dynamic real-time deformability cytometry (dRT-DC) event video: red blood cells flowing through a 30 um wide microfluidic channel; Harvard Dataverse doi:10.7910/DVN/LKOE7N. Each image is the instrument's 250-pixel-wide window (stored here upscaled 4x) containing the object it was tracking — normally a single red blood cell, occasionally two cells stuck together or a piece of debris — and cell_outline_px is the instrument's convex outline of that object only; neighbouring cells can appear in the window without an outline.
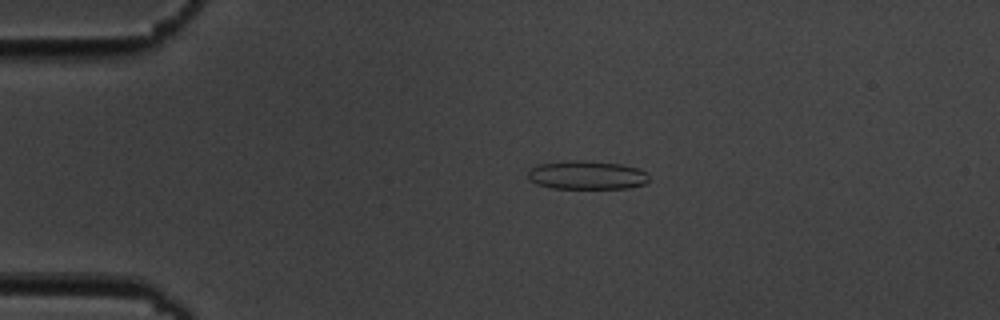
{"species": "common noctule bat (a hibernating species)", "species_latin": "Nyctalus noctula", "temperature_condition": "cold", "stored_images_in_passage": 6, "camera_frame_rate_fps": 3000, "um_per_image_px": 0.085, "animal": {"sex": "male", "body_mass_g": 19.5, "forearm_length_mm": 54.6}, "frame": {"image": 1, "passage_image": 4, "time_ms": 3.333, "image_size_px": [1000, 320], "cell_outline_px": [[648, 180], [644, 184], [628, 188], [552, 188], [536, 184], [528, 180], [528, 172], [532, 168], [540, 164], [568, 160], [584, 160], [620, 164], [636, 168], [644, 172], [648, 176]], "centroid_in_image_um": [49.84, 14.88], "position_along_channel_um": 35.2, "area_um2": 20.06}}